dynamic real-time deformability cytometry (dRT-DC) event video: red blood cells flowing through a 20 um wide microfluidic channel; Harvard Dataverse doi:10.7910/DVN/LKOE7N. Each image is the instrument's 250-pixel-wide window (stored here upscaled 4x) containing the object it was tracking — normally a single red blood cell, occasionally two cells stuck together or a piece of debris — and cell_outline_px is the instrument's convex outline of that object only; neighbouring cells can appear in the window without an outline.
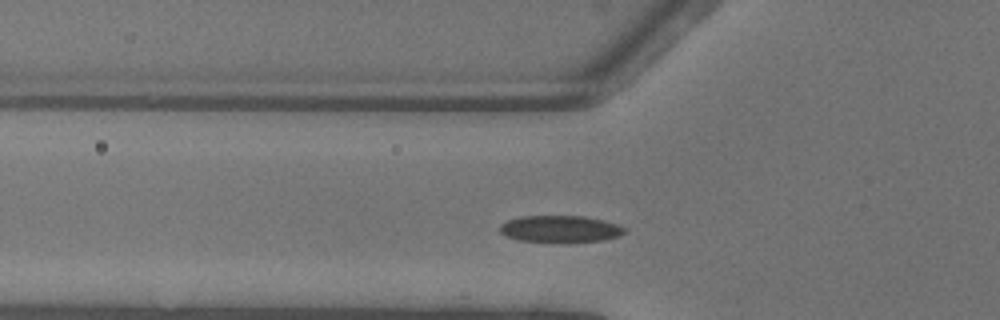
{"species": "common noctule bat (a hibernating species)", "species_latin": "Nyctalus noctula", "temperature_condition": "warm", "stored_images_in_passage": 42, "camera_frame_rate_fps": 3000, "um_per_image_px": 0.085, "animal": {"sex": "female"}, "frame": {"image": 1, "passage_image": 8, "time_ms": 2.333, "image_size_px": [1000, 320], "cell_outline_px": [[628, 232], [620, 236], [604, 240], [568, 244], [552, 244], [520, 240], [504, 236], [500, 232], [500, 224], [508, 220], [520, 216], [584, 216], [604, 220], [616, 224], [624, 228]], "centroid_in_image_um": [47.63, 19.5], "position_along_channel_um": 78.2, "area_um2": 20.35}}
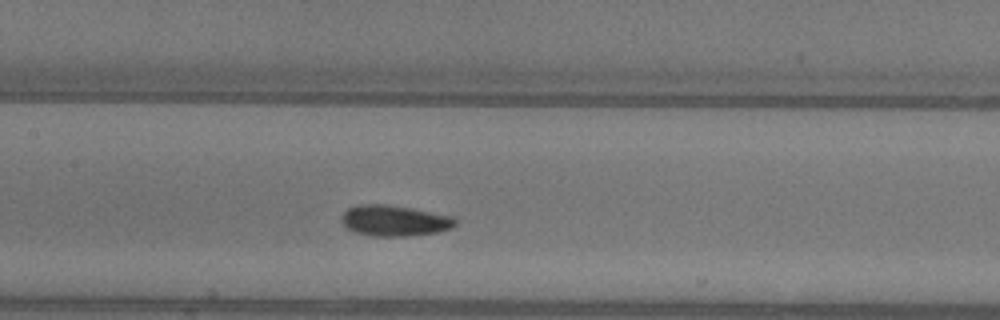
{"frame": {"image": 2, "passage_image": 15, "time_ms": 4.667, "image_size_px": [1000, 320], "cell_outline_px": [[456, 224], [452, 228], [436, 232], [408, 236], [376, 236], [356, 232], [348, 228], [340, 220], [340, 216], [348, 208], [356, 204], [388, 204], [456, 216]], "centroid_in_image_um": [33.54, 18.74], "position_along_channel_um": 173.9, "area_um2": 20.58}}
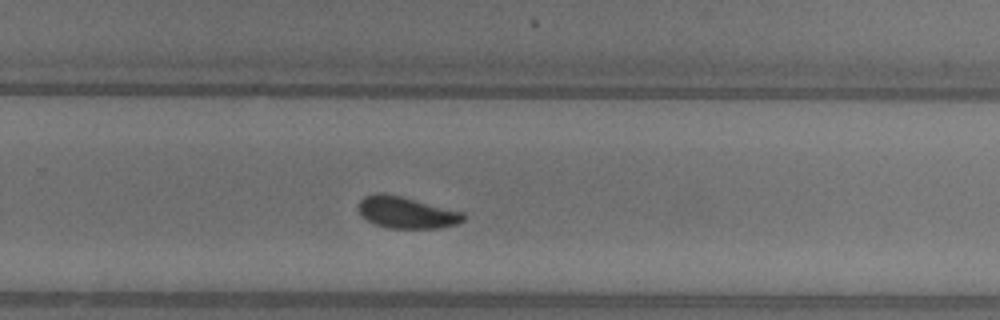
{"frame": {"image": 3, "passage_image": 24, "time_ms": 7.667, "image_size_px": [1000, 320], "cell_outline_px": [[464, 220], [456, 224], [440, 228], [388, 228], [372, 224], [360, 216], [360, 200], [364, 196], [376, 192], [384, 192], [464, 212]], "centroid_in_image_um": [34.52, 18.06], "position_along_channel_um": 295.3, "area_um2": 19.42}, "authors_computed_cell_mechanics": {"area_um2": 19.1896, "velocity_mm_per_s": 4.0694, "shape_relaxation_time_tau1_ms": 3.3909, "shape_relaxation_time_tau2_ms": 6.7697, "deformation_change_tau1": 0.1176, "deformation_change_tau2": 0.1201}}